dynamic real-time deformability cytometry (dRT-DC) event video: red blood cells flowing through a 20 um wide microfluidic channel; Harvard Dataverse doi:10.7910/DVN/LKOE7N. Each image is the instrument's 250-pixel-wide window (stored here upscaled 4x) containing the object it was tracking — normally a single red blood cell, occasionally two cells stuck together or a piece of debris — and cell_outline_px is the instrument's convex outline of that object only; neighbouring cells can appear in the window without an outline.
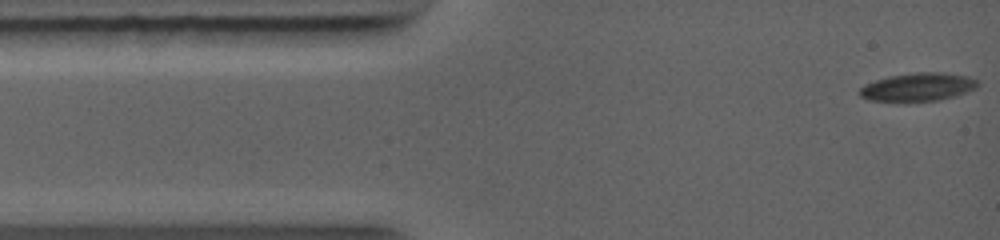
{"species": "common noctule bat (a hibernating species)", "species_latin": "Nyctalus noctula", "temperature_condition": "warm", "stored_images_in_passage": 34, "camera_frame_rate_fps": 5000, "um_per_image_px": 0.085, "animal": {"sex": "female", "body_mass_g": 19.0, "forearm_length_mm": 56.7}, "frame": {"image": 1, "passage_image": 1, "time_ms": 0.0, "image_size_px": [1000, 240], "cell_outline_px": [[976, 88], [956, 96], [940, 100], [904, 104], [868, 100], [860, 96], [860, 88], [864, 84], [876, 80], [892, 76], [920, 72], [936, 72], [964, 76], [976, 80]], "centroid_in_image_um": [77.94, 7.46], "position_along_channel_um": 7.1, "area_um2": 19.71}}
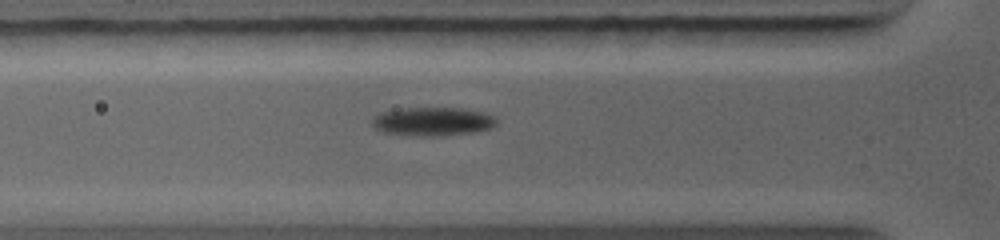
{"frame": {"image": 2, "passage_image": 18, "time_ms": 3.2, "image_size_px": [1000, 240], "cell_outline_px": [[496, 124], [492, 128], [476, 132], [440, 136], [420, 136], [384, 132], [376, 128], [372, 124], [372, 120], [376, 116], [384, 112], [400, 108], [460, 108], [480, 112], [496, 116]], "centroid_in_image_um": [36.83, 10.33], "position_along_channel_um": 89.0, "area_um2": 20.58}}
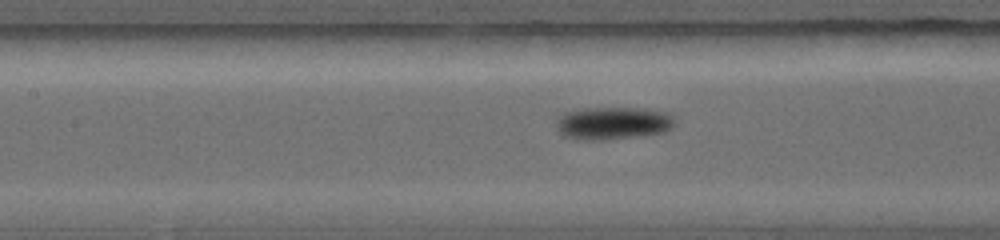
{"frame": {"image": 3, "passage_image": 29, "time_ms": 4.6, "image_size_px": [1000, 240], "cell_outline_px": [[676, 120], [664, 132], [644, 136], [604, 140], [576, 140], [564, 136], [556, 128], [556, 120], [564, 112], [584, 108], [636, 108], [668, 112]], "centroid_in_image_um": [52.06, 10.48], "position_along_channel_um": 155.3, "area_um2": 22.77}}